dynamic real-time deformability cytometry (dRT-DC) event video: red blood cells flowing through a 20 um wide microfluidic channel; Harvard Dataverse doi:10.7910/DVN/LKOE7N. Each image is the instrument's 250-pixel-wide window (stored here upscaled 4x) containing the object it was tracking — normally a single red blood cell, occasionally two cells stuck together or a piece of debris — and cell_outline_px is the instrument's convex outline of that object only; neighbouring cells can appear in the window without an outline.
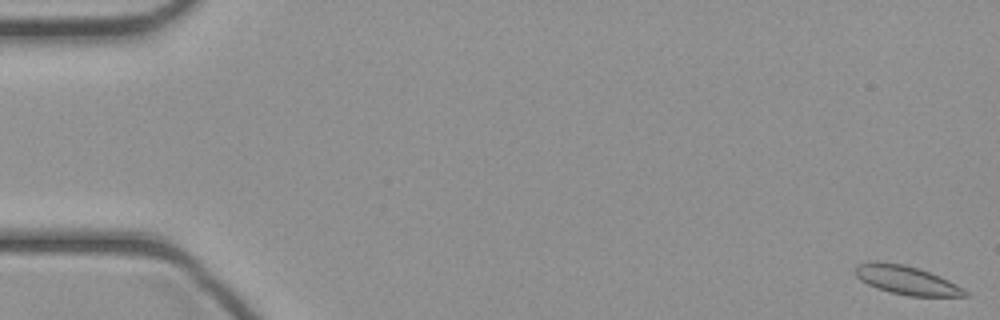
{"species": "common noctule bat (a hibernating species)", "species_latin": "Nyctalus noctula", "temperature_condition": "cold", "stored_images_in_passage": 45, "camera_frame_rate_fps": 3000, "um_per_image_px": 0.085, "animal": {"sex": "female", "body_mass_g": 21.9}, "frame": {"image": 1, "passage_image": 1, "time_ms": 0.0, "image_size_px": [1000, 320], "cell_outline_px": [[968, 296], [908, 296], [876, 288], [860, 280], [856, 276], [856, 264], [904, 264], [940, 276], [964, 288], [968, 292]], "centroid_in_image_um": [77.13, 23.86], "position_along_channel_um": 7.9, "area_um2": 17.63}}
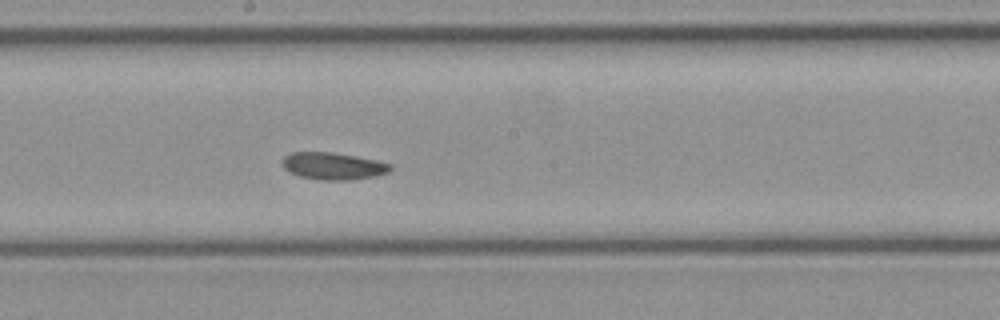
{"frame": {"image": 2, "passage_image": 25, "time_ms": 8.0, "image_size_px": [1000, 320], "cell_outline_px": [[392, 168], [388, 172], [376, 176], [352, 180], [320, 180], [300, 176], [284, 168], [280, 164], [280, 160], [288, 152], [332, 152], [356, 156], [376, 160], [392, 164]], "centroid_in_image_um": [28.3, 14.1], "position_along_channel_um": 219.9, "area_um2": 17.28}}
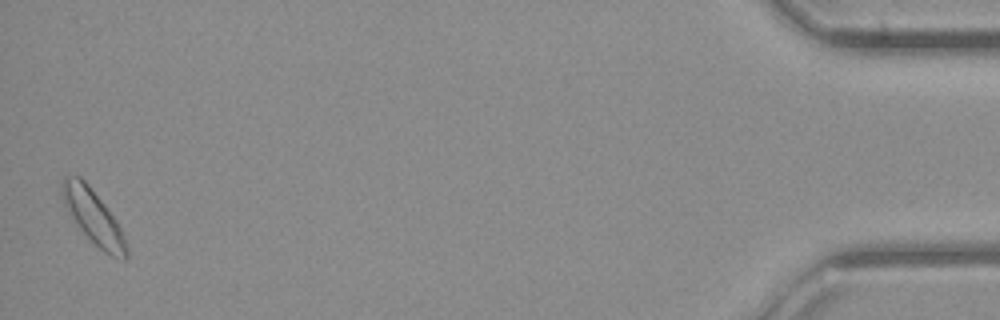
{"frame": {"image": 3, "passage_image": 45, "time_ms": 14.667, "image_size_px": [1000, 320], "cell_outline_px": [[128, 260], [124, 260], [112, 256], [104, 252], [80, 228], [68, 212], [60, 196], [60, 184], [64, 176], [80, 176], [88, 184], [104, 204], [116, 220], [124, 236], [128, 248]], "centroid_in_image_um": [7.92, 18.41], "position_along_channel_um": 427.3, "area_um2": 20.11}}